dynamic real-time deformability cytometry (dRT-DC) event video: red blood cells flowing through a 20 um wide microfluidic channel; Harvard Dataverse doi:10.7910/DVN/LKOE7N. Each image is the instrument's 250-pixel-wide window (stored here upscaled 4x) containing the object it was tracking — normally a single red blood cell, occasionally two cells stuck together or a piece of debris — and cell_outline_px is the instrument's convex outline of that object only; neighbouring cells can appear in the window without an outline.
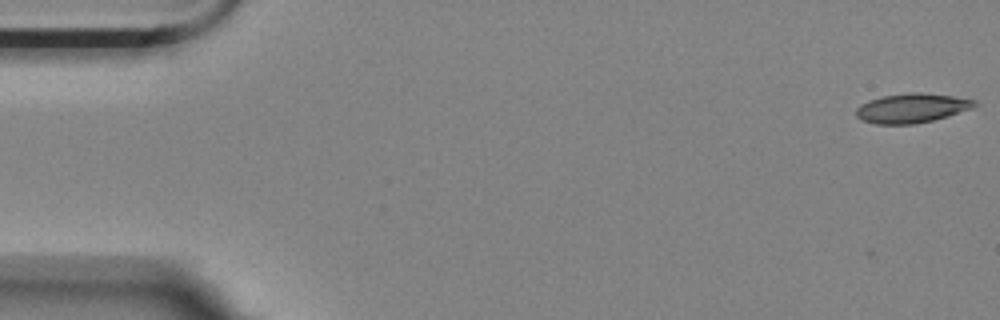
{"species": "Egyptian fruit bat (a non-hibernating species)", "species_latin": "Rousettus aegyptiacus", "temperature_condition": "room temperature", "stored_images_in_passage": 12, "camera_frame_rate_fps": 3000, "um_per_image_px": 0.085, "animal": {"sex": "female"}, "frame": {"image": 1, "passage_image": 1, "time_ms": 0.0, "image_size_px": [1000, 320], "cell_outline_px": [[980, 104], [972, 108], [948, 116], [916, 124], [876, 124], [860, 120], [856, 116], [856, 108], [860, 104], [868, 100], [884, 96], [912, 92], [920, 92], [952, 96], [976, 100]], "centroid_in_image_um": [77.5, 9.19], "position_along_channel_um": 7.5, "area_um2": 20.35}}